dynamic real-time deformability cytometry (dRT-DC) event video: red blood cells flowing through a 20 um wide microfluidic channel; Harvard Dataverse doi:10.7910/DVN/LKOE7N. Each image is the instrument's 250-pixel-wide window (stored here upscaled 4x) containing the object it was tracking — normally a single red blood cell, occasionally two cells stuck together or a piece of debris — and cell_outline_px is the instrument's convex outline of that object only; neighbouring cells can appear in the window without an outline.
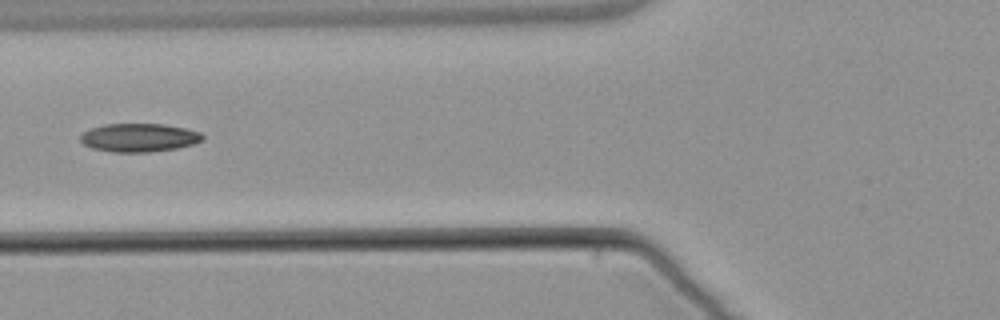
{"species": "common noctule bat (a hibernating species)", "species_latin": "Nyctalus noctula", "temperature_condition": "warm", "stored_images_in_passage": 3, "camera_frame_rate_fps": 3000, "um_per_image_px": 0.085, "animal": {"sex": "male", "body_mass_g": 21.5, "forearm_length_mm": 52.0}, "frame": {"image": 1, "passage_image": 3, "time_ms": 2.333, "image_size_px": [1000, 320], "cell_outline_px": [[204, 140], [192, 144], [176, 148], [148, 152], [112, 152], [92, 148], [84, 144], [80, 140], [80, 136], [84, 132], [92, 128], [104, 124], [164, 124], [184, 128], [200, 132], [204, 136]], "centroid_in_image_um": [11.82, 11.7], "position_along_channel_um": 114.0, "area_um2": 20.11}}